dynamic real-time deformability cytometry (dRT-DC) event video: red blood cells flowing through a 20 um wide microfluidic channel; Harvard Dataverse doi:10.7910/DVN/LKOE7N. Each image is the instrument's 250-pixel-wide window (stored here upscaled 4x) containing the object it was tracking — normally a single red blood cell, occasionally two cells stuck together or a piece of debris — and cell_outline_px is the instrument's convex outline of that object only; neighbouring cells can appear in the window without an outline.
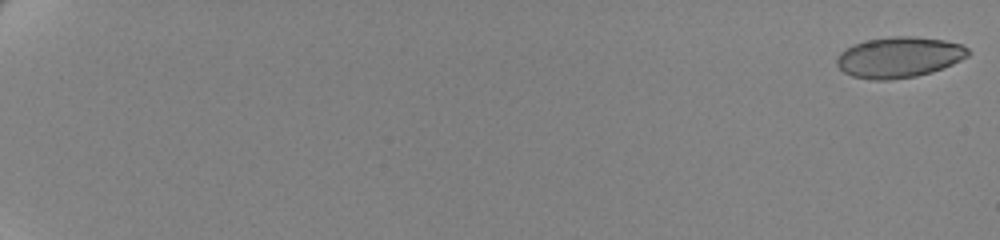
{"species": "human", "species_latin": "Homo sapiens", "temperature_condition": "cold", "stored_images_in_passage": 62, "camera_frame_rate_fps": 3000, "um_per_image_px": 0.085, "donor": {"sex": "female"}, "frame": {"image": 1, "passage_image": 1, "time_ms": 0.0, "image_size_px": [1000, 240], "cell_outline_px": [[968, 56], [952, 64], [932, 72], [916, 76], [888, 80], [872, 80], [852, 76], [844, 72], [836, 64], [836, 60], [840, 52], [852, 44], [868, 40], [892, 36], [912, 36], [944, 40], [960, 44], [968, 48]], "centroid_in_image_um": [76.39, 4.87], "position_along_channel_um": 8.6, "area_um2": 31.1}}
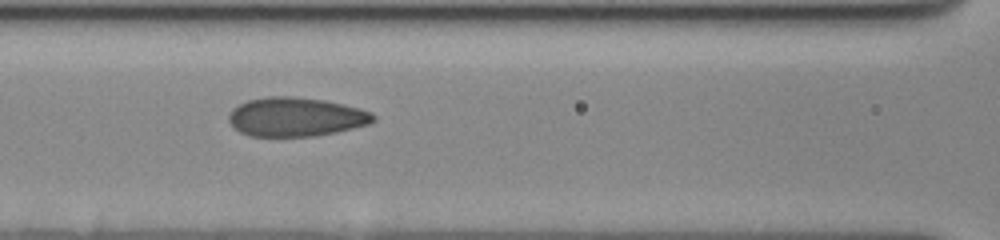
{"frame": {"image": 2, "passage_image": 32, "time_ms": 10.333, "image_size_px": [1000, 240], "cell_outline_px": [[376, 120], [368, 124], [336, 132], [316, 136], [248, 136], [240, 132], [228, 120], [228, 116], [232, 108], [248, 100], [268, 96], [292, 96], [324, 100], [344, 104], [360, 108], [372, 112], [376, 116]], "centroid_in_image_um": [25.16, 9.93], "position_along_channel_um": 141.4, "area_um2": 32.95}}
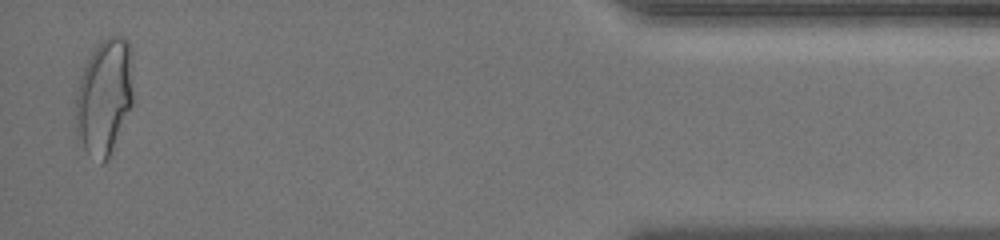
{"frame": {"image": 3, "passage_image": 61, "time_ms": 20.0, "image_size_px": [1000, 240], "cell_outline_px": [[132, 104], [112, 148], [104, 164], [100, 164], [84, 148], [76, 132], [76, 92], [80, 76], [92, 52], [100, 40], [108, 36], [120, 36], [128, 40], [132, 52]], "centroid_in_image_um": [8.87, 8.17], "position_along_channel_um": 426.3, "area_um2": 38.61}, "authors_computed_cell_mechanics": {"area_um2": 32.1368, "velocity_mm_per_s": 3.4959, "shape_relaxation_time_tau1_ms": 6.6157, "shape_relaxation_time_tau2_ms": 0.9897, "deformation_change_tau1": 0.1706, "deformation_change_tau2": 0.0493}}